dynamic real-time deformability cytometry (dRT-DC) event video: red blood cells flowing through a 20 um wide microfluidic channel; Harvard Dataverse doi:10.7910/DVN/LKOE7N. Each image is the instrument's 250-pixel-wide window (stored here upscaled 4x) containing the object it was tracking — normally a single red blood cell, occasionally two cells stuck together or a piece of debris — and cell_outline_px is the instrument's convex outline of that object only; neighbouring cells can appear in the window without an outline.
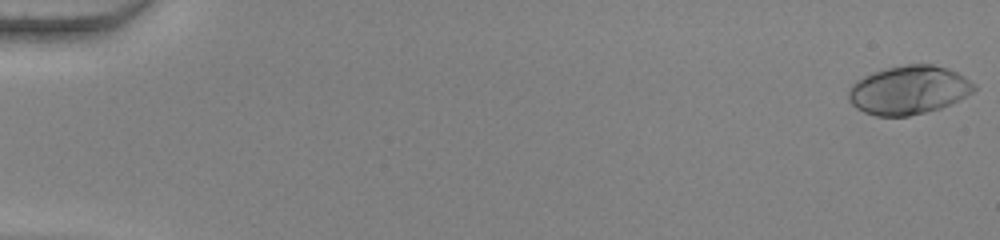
{"species": "human", "species_latin": "Homo sapiens", "temperature_condition": "warm", "stored_images_in_passage": 55, "camera_frame_rate_fps": 3000, "um_per_image_px": 0.085, "donor": {"sex": "female"}, "frame": {"image": 1, "passage_image": 1, "time_ms": 0.0, "image_size_px": [1000, 240], "cell_outline_px": [[976, 88], [972, 92], [952, 104], [940, 108], [908, 116], [876, 116], [864, 112], [856, 108], [848, 100], [848, 88], [856, 80], [864, 76], [888, 68], [908, 64], [932, 64], [948, 68], [964, 76], [976, 84]], "centroid_in_image_um": [77.24, 7.66], "position_along_channel_um": 7.8, "area_um2": 35.55}}
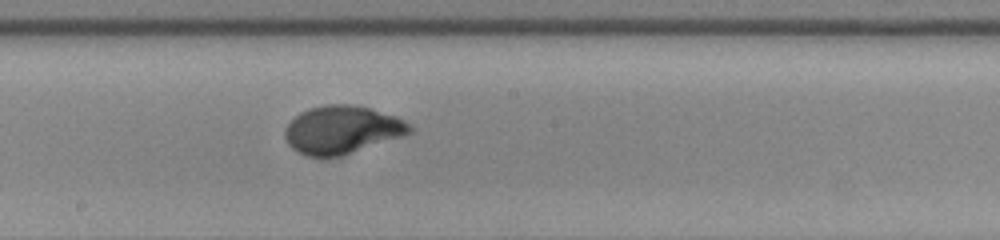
{"frame": {"image": 2, "passage_image": 32, "time_ms": 10.333, "image_size_px": [1000, 240], "cell_outline_px": [[416, 128], [412, 132], [404, 136], [340, 156], [304, 156], [296, 152], [288, 144], [284, 136], [284, 128], [300, 112], [308, 108], [328, 104], [352, 104], [372, 108], [396, 116], [412, 124]], "centroid_in_image_um": [29.1, 11.02], "position_along_channel_um": 219.1, "area_um2": 35.26}}
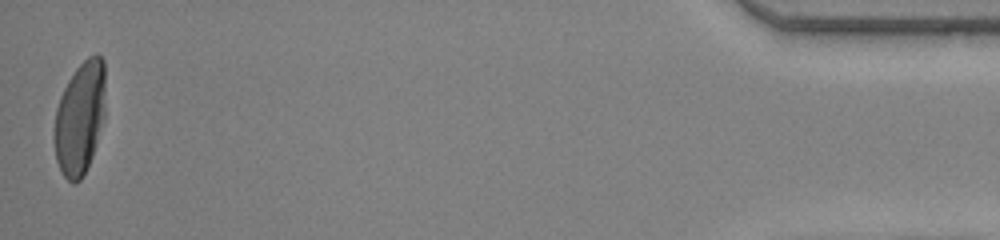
{"frame": {"image": 3, "passage_image": 55, "time_ms": 18.0, "image_size_px": [1000, 240], "cell_outline_px": [[104, 120], [92, 156], [80, 180], [76, 184], [72, 184], [60, 172], [56, 160], [52, 136], [56, 108], [60, 96], [68, 80], [76, 68], [88, 56], [96, 52], [104, 60]], "centroid_in_image_um": [6.76, 10.04], "position_along_channel_um": 428.4, "area_um2": 34.04}, "authors_computed_cell_mechanics": {"area_um2": 33.8708, "velocity_mm_per_s": 3.8165, "shape_relaxation_time_tau1_ms": 4.652, "shape_relaxation_time_tau2_ms": null, "deformation_change_tau1": 0.2694, "deformation_change_tau2": null}}